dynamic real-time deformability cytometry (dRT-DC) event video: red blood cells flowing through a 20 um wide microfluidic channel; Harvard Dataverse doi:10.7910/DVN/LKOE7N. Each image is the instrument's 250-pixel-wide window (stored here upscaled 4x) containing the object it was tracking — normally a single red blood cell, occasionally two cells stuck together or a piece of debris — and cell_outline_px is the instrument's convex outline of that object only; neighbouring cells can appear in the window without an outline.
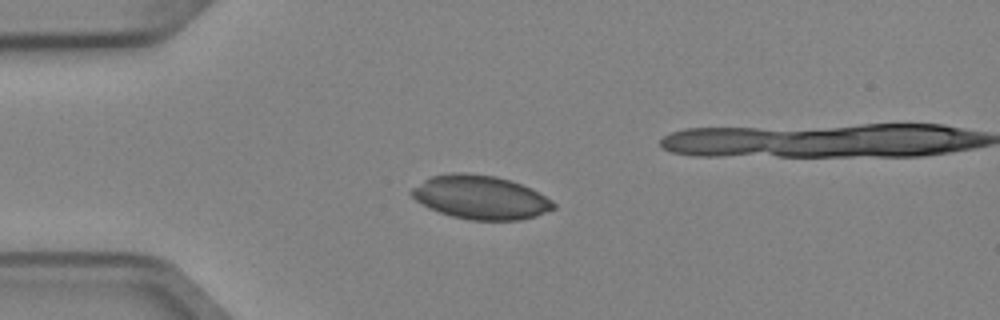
{"species": "Egyptian fruit bat (a non-hibernating species)", "species_latin": "Rousettus aegyptiacus", "temperature_condition": "cold", "stored_images_in_passage": 6, "camera_frame_rate_fps": 3000, "um_per_image_px": 0.085, "animal": {"sex": "female"}, "frame": {"image": 1, "passage_image": 3, "time_ms": 0.667, "image_size_px": [1000, 320], "cell_outline_px": [[556, 208], [536, 216], [520, 220], [468, 220], [452, 216], [428, 208], [416, 200], [408, 192], [412, 188], [424, 180], [432, 176], [452, 172], [464, 172], [496, 176], [532, 188], [552, 200], [556, 204]], "centroid_in_image_um": [40.85, 16.77], "position_along_channel_um": 44.2, "area_um2": 36.24}}
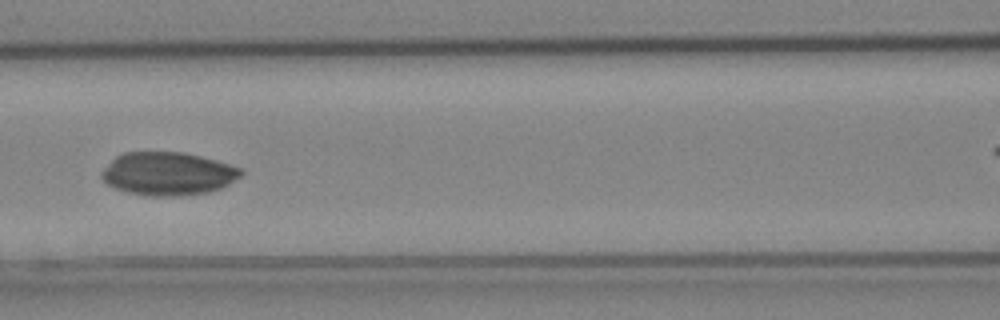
{"frame": {"image": 2, "passage_image": 6, "time_ms": 1.667, "image_size_px": [1000, 320], "cell_outline_px": [[244, 172], [240, 176], [228, 184], [220, 188], [208, 192], [180, 196], [148, 196], [128, 192], [116, 188], [108, 184], [100, 176], [104, 168], [116, 156], [124, 152], [184, 152], [216, 160], [240, 168]], "centroid_in_image_um": [14.27, 14.76], "position_along_channel_um": 152.3, "area_um2": 34.85}}